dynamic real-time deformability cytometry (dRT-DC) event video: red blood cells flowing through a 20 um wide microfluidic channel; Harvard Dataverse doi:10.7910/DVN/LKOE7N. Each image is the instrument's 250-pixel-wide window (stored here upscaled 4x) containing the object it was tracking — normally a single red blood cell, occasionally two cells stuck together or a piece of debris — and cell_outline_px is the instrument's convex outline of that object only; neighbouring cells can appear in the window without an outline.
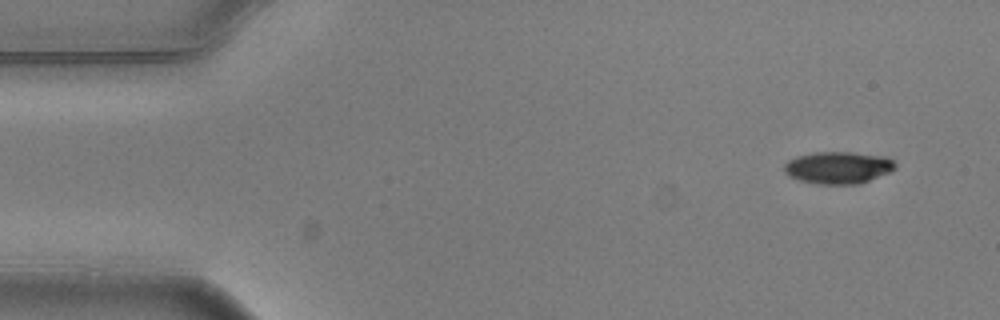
{"species": "common noctule bat (a hibernating species)", "species_latin": "Nyctalus noctula", "temperature_condition": "warm", "stored_images_in_passage": 4, "camera_frame_rate_fps": 3000, "um_per_image_px": 0.085, "animal": {"sex": "male", "body_mass_g": 20.5, "forearm_length_mm": 52.5}, "frame": {"image": 1, "passage_image": 1, "time_ms": 0.0, "image_size_px": [1000, 320], "cell_outline_px": [[896, 168], [888, 172], [860, 184], [816, 184], [800, 180], [788, 176], [784, 172], [784, 164], [788, 160], [796, 156], [816, 152], [852, 152], [888, 156], [896, 164]], "centroid_in_image_um": [71.23, 14.24], "position_along_channel_um": 13.8, "area_um2": 20.92}}
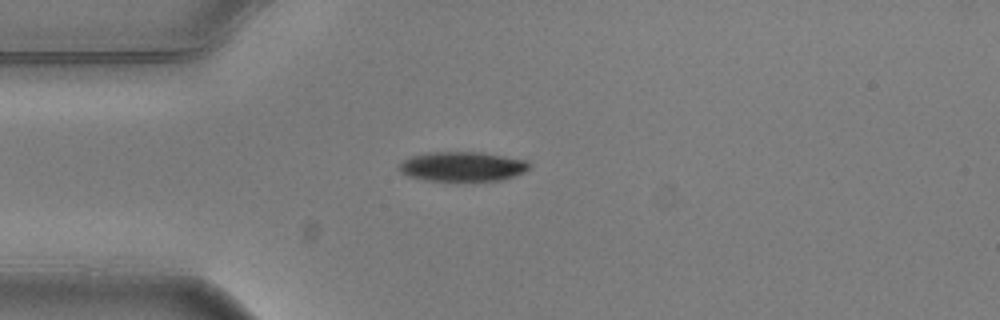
{"frame": {"image": 2, "passage_image": 4, "time_ms": 1.0, "image_size_px": [1000, 320], "cell_outline_px": [[532, 164], [524, 172], [500, 180], [424, 180], [408, 176], [400, 172], [400, 164], [404, 160], [412, 156], [428, 152], [480, 152], [528, 160]], "centroid_in_image_um": [39.32, 14.14], "position_along_channel_um": 45.7, "area_um2": 22.2}}